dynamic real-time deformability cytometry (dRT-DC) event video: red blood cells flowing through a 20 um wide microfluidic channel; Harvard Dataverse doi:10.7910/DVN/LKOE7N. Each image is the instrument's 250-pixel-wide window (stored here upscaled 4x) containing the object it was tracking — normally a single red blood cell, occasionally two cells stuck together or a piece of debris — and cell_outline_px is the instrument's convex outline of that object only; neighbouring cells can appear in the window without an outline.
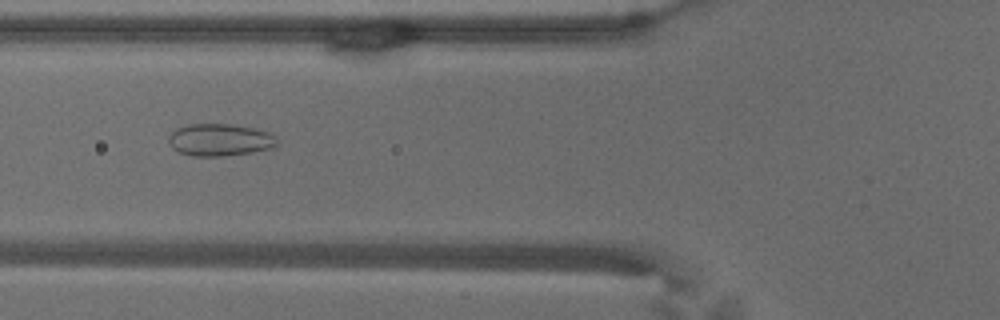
{"species": "common noctule bat (a hibernating species)", "species_latin": "Nyctalus noctula", "temperature_condition": "warm", "stored_images_in_passage": 47, "camera_frame_rate_fps": 3000, "um_per_image_px": 0.085, "animal": {"sex": "male", "body_mass_g": 18.8}, "frame": {"image": 1, "passage_image": 13, "time_ms": 4.0, "image_size_px": [1000, 320], "cell_outline_px": [[276, 144], [272, 148], [252, 152], [224, 156], [192, 156], [180, 152], [172, 148], [168, 140], [168, 136], [176, 128], [188, 124], [232, 124], [252, 128], [268, 132], [276, 136]], "centroid_in_image_um": [18.66, 11.89], "position_along_channel_um": 107.1, "area_um2": 20.35}}
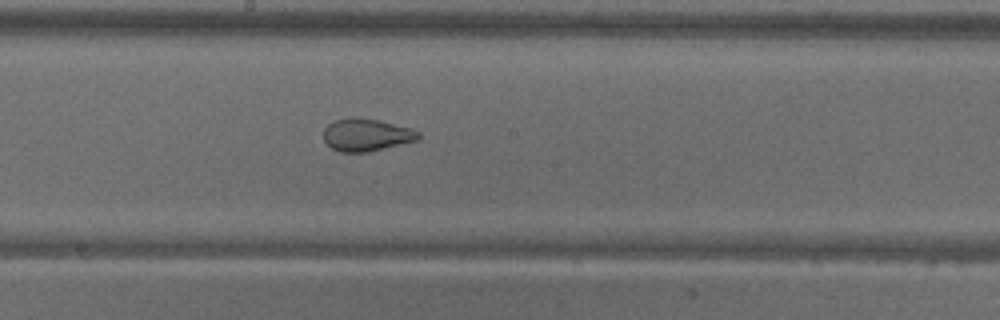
{"frame": {"image": 2, "passage_image": 22, "time_ms": 7.0, "image_size_px": [1000, 320], "cell_outline_px": [[420, 140], [368, 152], [340, 152], [332, 148], [324, 140], [324, 128], [328, 124], [336, 120], [352, 116], [380, 120], [408, 128], [420, 132]], "centroid_in_image_um": [31.15, 11.46], "position_along_channel_um": 217.1, "area_um2": 18.03}}
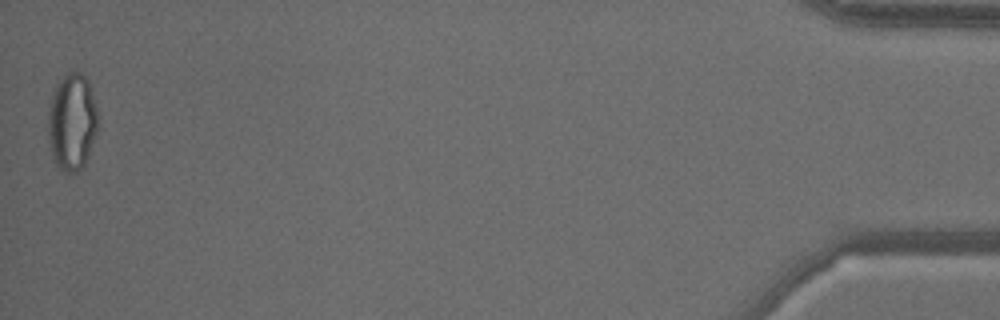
{"frame": {"image": 3, "passage_image": 47, "time_ms": 15.333, "image_size_px": [1000, 320], "cell_outline_px": [[96, 136], [88, 156], [84, 164], [76, 172], [68, 176], [56, 164], [52, 156], [48, 132], [48, 112], [52, 92], [56, 84], [68, 72], [80, 72], [88, 80], [96, 108]], "centroid_in_image_um": [6.1, 10.39], "position_along_channel_um": 429.1, "area_um2": 28.03}, "authors_computed_cell_mechanics": {"area_um2": 22.5998, "velocity_mm_per_s": 3.6515, "shape_relaxation_time_tau1_ms": null, "shape_relaxation_time_tau2_ms": 1.0974, "deformation_change_tau1": null, "deformation_change_tau2": 0.0716}}